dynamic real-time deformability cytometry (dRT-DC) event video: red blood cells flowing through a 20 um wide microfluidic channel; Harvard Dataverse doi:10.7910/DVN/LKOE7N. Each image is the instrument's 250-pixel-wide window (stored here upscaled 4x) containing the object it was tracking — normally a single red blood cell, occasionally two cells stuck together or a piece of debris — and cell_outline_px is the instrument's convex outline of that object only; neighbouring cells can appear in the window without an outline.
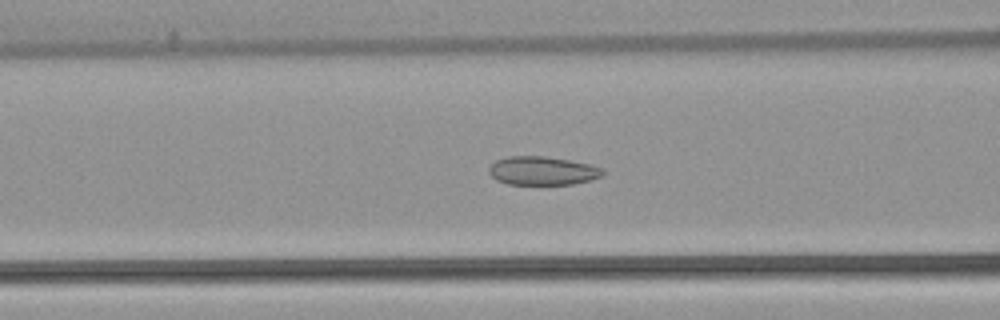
{"species": "common noctule bat (a hibernating species)", "species_latin": "Nyctalus noctula", "temperature_condition": "warm", "stored_images_in_passage": 54, "camera_frame_rate_fps": 3000, "um_per_image_px": 0.085, "animal": {"sex": "female", "body_mass_g": 22.7, "forearm_length_mm": 54.2}, "frame": {"image": 1, "passage_image": 22, "time_ms": 7.0, "image_size_px": [1000, 320], "cell_outline_px": [[604, 176], [592, 180], [572, 184], [508, 184], [496, 180], [488, 172], [488, 168], [496, 160], [508, 156], [544, 156], [592, 164], [604, 168]], "centroid_in_image_um": [46.15, 14.51], "position_along_channel_um": 120.5, "area_um2": 19.13}}
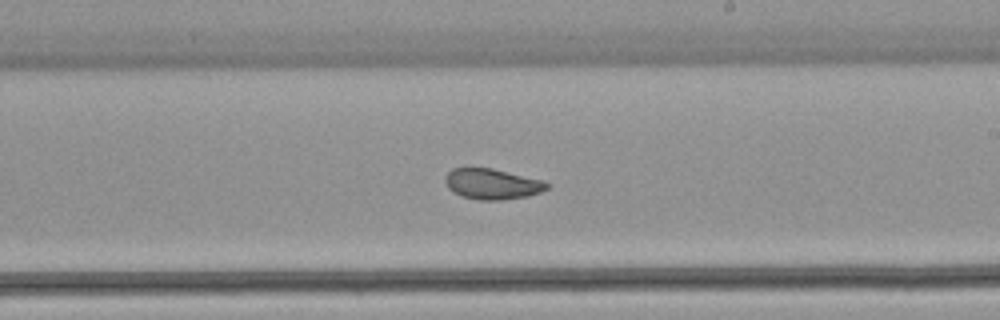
{"frame": {"image": 2, "passage_image": 32, "time_ms": 10.333, "image_size_px": [1000, 320], "cell_outline_px": [[552, 184], [548, 188], [540, 192], [528, 196], [500, 200], [480, 200], [460, 196], [452, 192], [448, 188], [444, 180], [444, 176], [452, 168], [492, 168], [544, 180]], "centroid_in_image_um": [41.84, 15.64], "position_along_channel_um": 247.2, "area_um2": 18.38}}
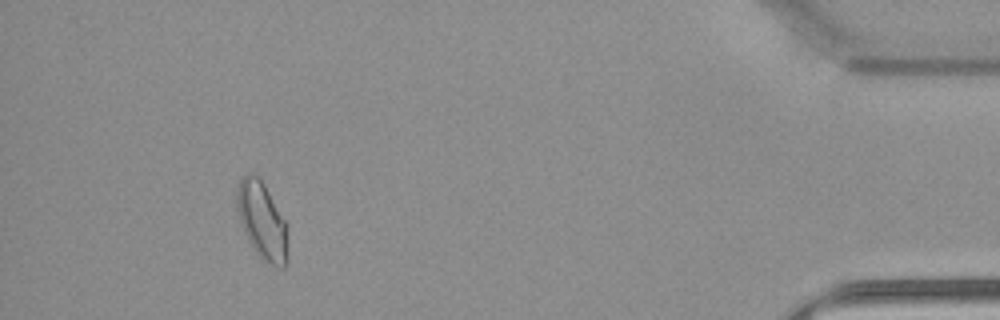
{"frame": {"image": 3, "passage_image": 50, "time_ms": 16.333, "image_size_px": [1000, 320], "cell_outline_px": [[288, 248], [284, 268], [276, 268], [260, 260], [248, 240], [240, 224], [236, 204], [236, 188], [240, 180], [248, 172], [252, 172], [264, 184], [288, 224]], "centroid_in_image_um": [22.28, 18.8], "position_along_channel_um": 412.9, "area_um2": 23.47}, "authors_computed_cell_mechanics": {"area_um2": 20.8658, "velocity_mm_per_s": 3.8094, "shape_relaxation_time_tau1_ms": null, "shape_relaxation_time_tau2_ms": 1.969, "deformation_change_tau1": null, "deformation_change_tau2": 0.0634}}